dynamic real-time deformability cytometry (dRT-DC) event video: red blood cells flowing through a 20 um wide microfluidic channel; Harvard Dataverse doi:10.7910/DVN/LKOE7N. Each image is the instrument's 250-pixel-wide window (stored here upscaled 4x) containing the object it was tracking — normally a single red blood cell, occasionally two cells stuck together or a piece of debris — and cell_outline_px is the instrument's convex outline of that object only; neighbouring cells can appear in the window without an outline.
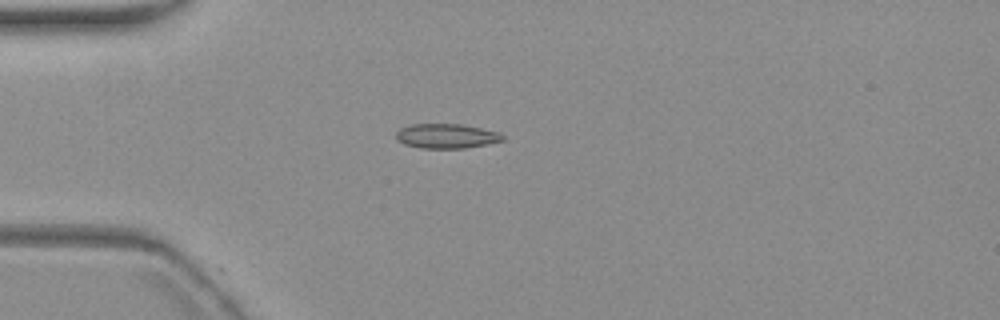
{"species": "common noctule bat (a hibernating species)", "species_latin": "Nyctalus noctula", "temperature_condition": "warm", "stored_images_in_passage": 5, "camera_frame_rate_fps": 3000, "um_per_image_px": 0.085, "animal": {"sex": "female", "body_mass_g": 19.3, "forearm_length_mm": 54.1}, "frame": {"image": 1, "passage_image": 3, "time_ms": 2.333, "image_size_px": [1000, 320], "cell_outline_px": [[504, 140], [464, 148], [420, 148], [404, 144], [396, 140], [396, 132], [400, 128], [408, 124], [460, 124], [500, 132], [504, 136]], "centroid_in_image_um": [37.9, 11.56], "position_along_channel_um": 47.1, "area_um2": 15.26}}
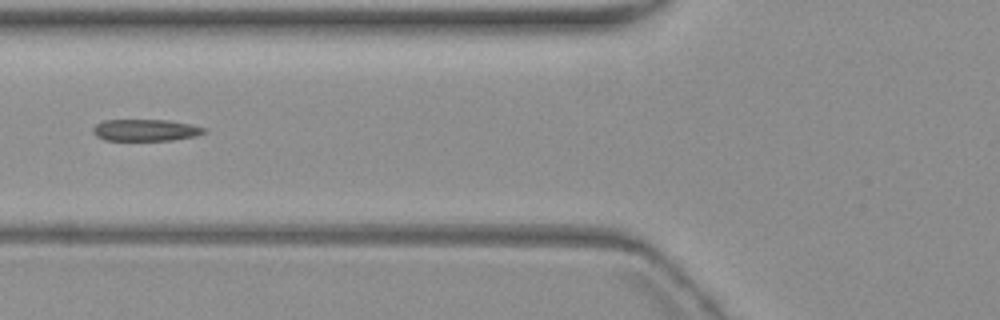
{"frame": {"image": 2, "passage_image": 5, "time_ms": 4.667, "image_size_px": [1000, 320], "cell_outline_px": [[208, 132], [196, 136], [172, 140], [104, 140], [96, 136], [92, 132], [92, 128], [96, 124], [104, 120], [168, 120], [188, 124], [204, 128]], "centroid_in_image_um": [12.34, 11.06], "position_along_channel_um": 113.5, "area_um2": 14.05}}